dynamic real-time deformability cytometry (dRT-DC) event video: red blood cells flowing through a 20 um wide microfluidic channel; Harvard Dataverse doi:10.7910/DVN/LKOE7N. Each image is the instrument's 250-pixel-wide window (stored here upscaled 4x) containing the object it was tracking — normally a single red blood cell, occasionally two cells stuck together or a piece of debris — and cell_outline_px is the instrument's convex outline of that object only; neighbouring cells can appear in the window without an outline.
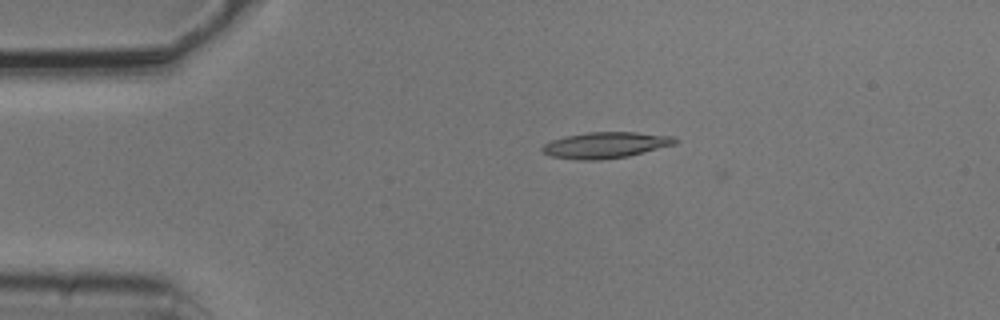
{"species": "common noctule bat (a hibernating species)", "species_latin": "Nyctalus noctula", "temperature_condition": "cold", "stored_images_in_passage": 7, "camera_frame_rate_fps": 3000, "um_per_image_px": 0.085, "animal": {"sex": "male", "body_mass_g": 20.5, "forearm_length_mm": 52.5}, "frame": {"image": 1, "passage_image": 4, "time_ms": 1.0, "image_size_px": [1000, 320], "cell_outline_px": [[680, 140], [676, 144], [628, 156], [600, 160], [580, 160], [552, 156], [544, 152], [540, 148], [544, 144], [552, 140], [564, 136], [588, 132], [636, 132], [676, 136]], "centroid_in_image_um": [51.52, 12.32], "position_along_channel_um": 33.5, "area_um2": 20.29}}
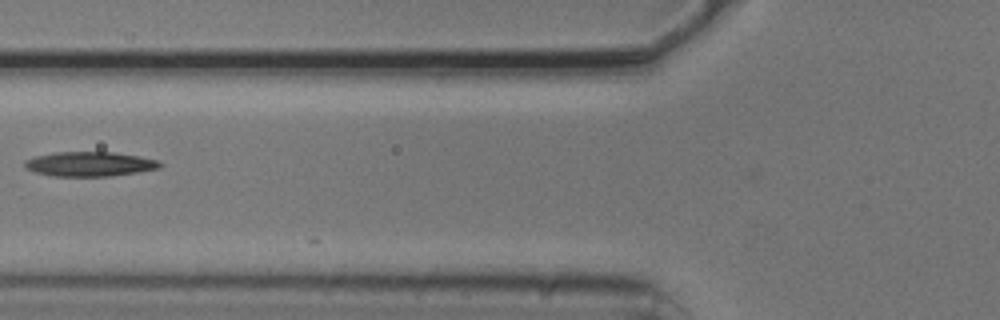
{"frame": {"image": 2, "passage_image": 6, "time_ms": 1.667, "image_size_px": [1000, 320], "cell_outline_px": [[164, 164], [160, 168], [136, 172], [108, 176], [52, 176], [36, 172], [24, 168], [24, 160], [36, 156], [56, 152], [116, 152], [140, 156], [160, 160]], "centroid_in_image_um": [7.65, 13.93], "position_along_channel_um": 118.2, "area_um2": 19.48}}
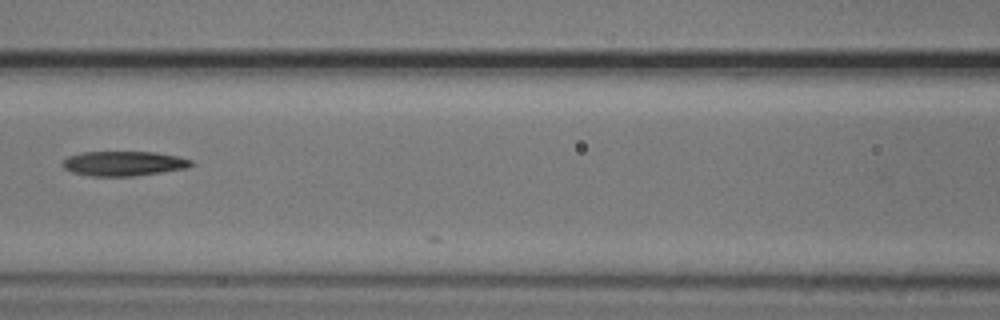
{"frame": {"image": 3, "passage_image": 7, "time_ms": 2.0, "image_size_px": [1000, 320], "cell_outline_px": [[196, 164], [188, 168], [132, 176], [92, 176], [72, 172], [64, 168], [60, 164], [68, 156], [80, 152], [156, 152], [180, 156], [192, 160]], "centroid_in_image_um": [10.54, 13.89], "position_along_channel_um": 156.1, "area_um2": 18.67}}